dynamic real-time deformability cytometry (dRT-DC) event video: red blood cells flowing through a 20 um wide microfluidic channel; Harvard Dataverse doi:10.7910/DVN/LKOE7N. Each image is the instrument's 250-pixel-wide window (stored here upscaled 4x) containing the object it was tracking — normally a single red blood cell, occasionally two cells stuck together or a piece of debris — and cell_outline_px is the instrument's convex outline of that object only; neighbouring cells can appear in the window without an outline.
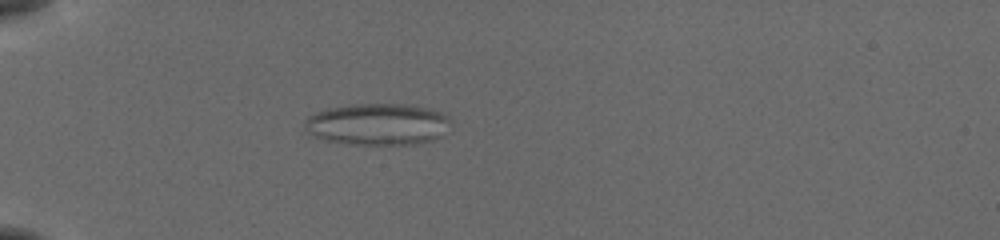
{"species": "common noctule bat (a hibernating species)", "species_latin": "Nyctalus noctula", "temperature_condition": "cold", "stored_images_in_passage": 45, "camera_frame_rate_fps": 3000, "um_per_image_px": 0.085, "animal": {"sex": "female", "body_mass_g": 19.5, "forearm_length_mm": 54.1}, "frame": {"image": 1, "passage_image": 7, "time_ms": 2.0, "image_size_px": [1000, 240], "cell_outline_px": [[448, 120], [436, 136], [432, 140], [412, 144], [348, 144], [328, 140], [316, 136], [308, 132], [304, 128], [304, 120], [308, 116], [316, 112], [328, 108], [352, 104], [400, 104], [420, 108], [436, 112], [448, 116]], "centroid_in_image_um": [31.94, 10.56], "position_along_channel_um": 53.1, "area_um2": 34.28}}
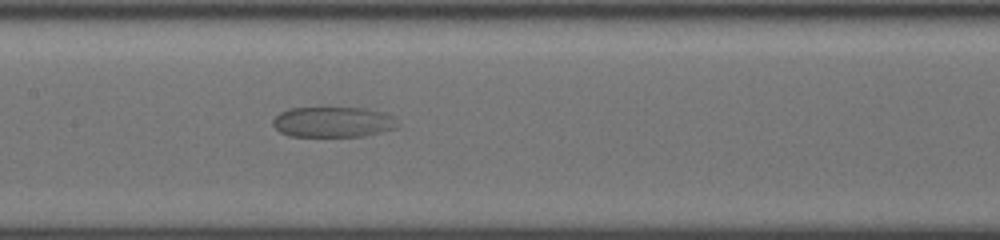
{"frame": {"image": 2, "passage_image": 19, "time_ms": 6.0, "image_size_px": [1000, 240], "cell_outline_px": [[396, 128], [364, 136], [288, 136], [280, 132], [272, 124], [272, 120], [280, 112], [288, 108], [320, 104], [368, 108], [392, 116]], "centroid_in_image_um": [28.2, 10.3], "position_along_channel_um": 179.2, "area_um2": 23.06}}
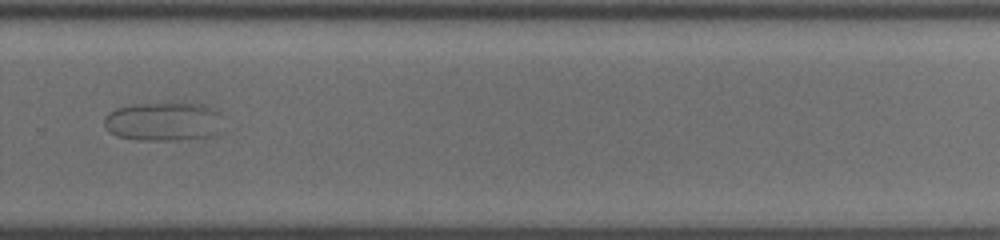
{"frame": {"image": 3, "passage_image": 30, "time_ms": 9.667, "image_size_px": [1000, 240], "cell_outline_px": [[220, 132], [212, 136], [176, 140], [136, 140], [116, 136], [104, 124], [104, 116], [108, 112], [116, 108], [132, 104], [204, 104], [220, 112]], "centroid_in_image_um": [13.89, 10.34], "position_along_channel_um": 315.9, "area_um2": 26.82}}